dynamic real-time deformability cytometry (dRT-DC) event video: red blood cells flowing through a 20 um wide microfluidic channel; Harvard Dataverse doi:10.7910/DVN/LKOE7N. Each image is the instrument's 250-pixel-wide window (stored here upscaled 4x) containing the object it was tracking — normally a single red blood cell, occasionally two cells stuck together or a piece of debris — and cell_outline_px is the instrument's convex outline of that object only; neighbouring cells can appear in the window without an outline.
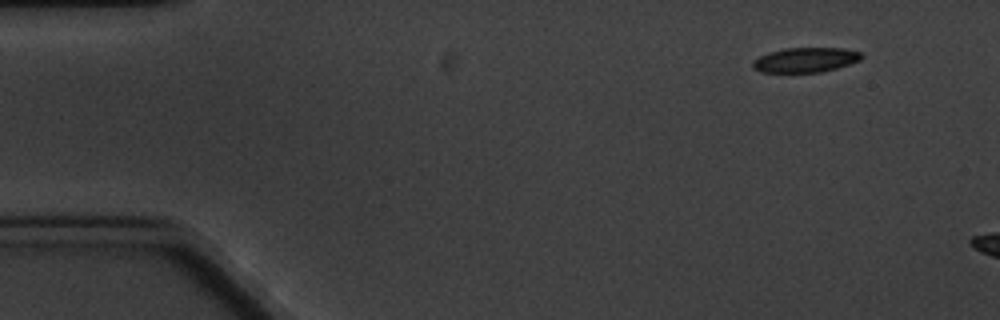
{"species": "common noctule bat (a hibernating species)", "species_latin": "Nyctalus noctula", "temperature_condition": "cold", "stored_images_in_passage": 4, "camera_frame_rate_fps": 3000, "um_per_image_px": 0.085, "animal": {"sex": "male", "body_mass_g": 20.1, "forearm_length_mm": 53.5}, "frame": {"image": 1, "passage_image": 1, "time_ms": 0.0, "image_size_px": [1000, 320], "cell_outline_px": [[864, 56], [860, 60], [836, 68], [820, 72], [760, 72], [752, 68], [752, 60], [768, 52], [784, 48], [844, 48], [860, 52]], "centroid_in_image_um": [68.43, 5.09], "position_along_channel_um": 16.6, "area_um2": 15.72}}